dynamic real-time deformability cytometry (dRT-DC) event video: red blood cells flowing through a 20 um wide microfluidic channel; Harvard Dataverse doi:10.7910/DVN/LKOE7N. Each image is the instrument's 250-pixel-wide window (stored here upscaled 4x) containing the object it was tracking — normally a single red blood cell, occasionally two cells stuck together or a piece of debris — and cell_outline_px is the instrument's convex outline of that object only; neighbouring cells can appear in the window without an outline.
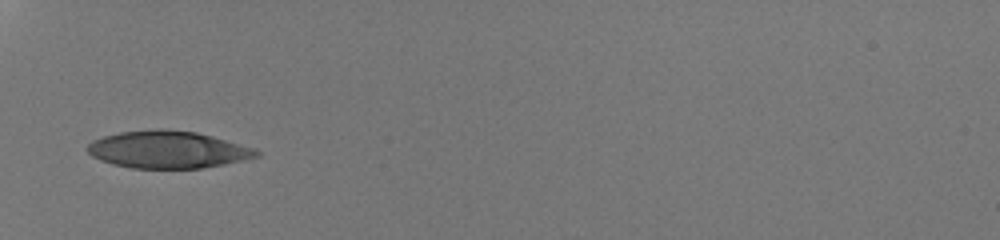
{"species": "human", "species_latin": "Homo sapiens", "temperature_condition": "room temperature", "stored_images_in_passage": 31, "camera_frame_rate_fps": 3000, "um_per_image_px": 0.085, "donor": {"sex": "male"}, "frame": {"image": 1, "passage_image": 1, "time_ms": 0.0, "image_size_px": [1000, 240], "cell_outline_px": [[260, 156], [244, 160], [204, 168], [132, 168], [112, 164], [100, 160], [92, 156], [84, 148], [92, 140], [104, 136], [120, 132], [156, 128], [168, 128], [196, 132], [212, 136], [256, 148], [260, 152]], "centroid_in_image_um": [14.26, 12.71], "position_along_channel_um": 70.7, "area_um2": 37.05}}
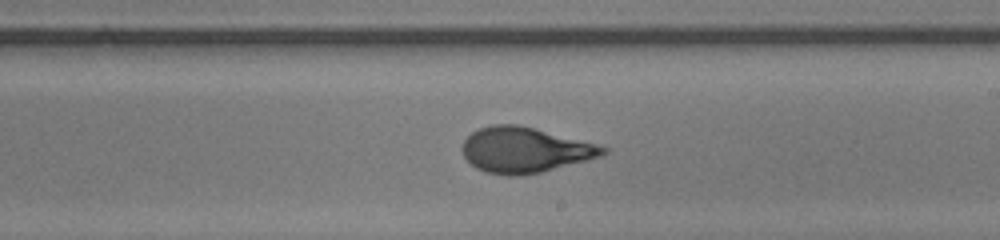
{"frame": {"image": 2, "passage_image": 14, "time_ms": 4.333, "image_size_px": [1000, 240], "cell_outline_px": [[608, 152], [600, 156], [540, 172], [516, 176], [508, 176], [484, 172], [476, 168], [464, 156], [464, 140], [472, 132], [480, 128], [492, 124], [516, 124], [596, 144], [608, 148]], "centroid_in_image_um": [44.58, 12.75], "position_along_channel_um": 244.4, "area_um2": 36.47}}
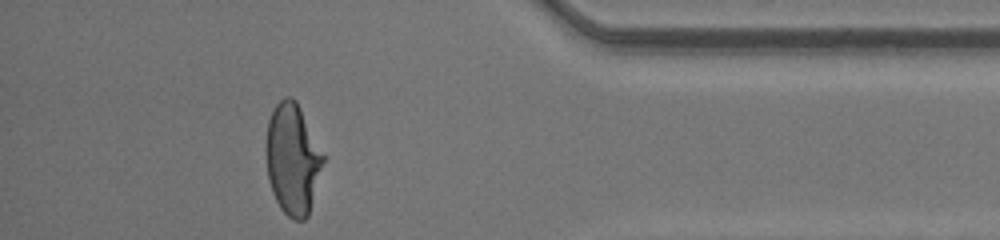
{"frame": {"image": 3, "passage_image": 27, "time_ms": 8.667, "image_size_px": [1000, 240], "cell_outline_px": [[324, 160], [308, 216], [304, 220], [292, 220], [280, 208], [272, 192], [268, 180], [264, 148], [268, 120], [276, 104], [284, 96], [292, 96], [296, 100], [324, 156]], "centroid_in_image_um": [24.83, 13.52], "position_along_channel_um": 410.4, "area_um2": 36.93}, "authors_computed_cell_mechanics": {"area_um2": 36.9342, "velocity_mm_per_s": 4.3025, "shape_relaxation_time_tau1_ms": 3.8911, "shape_relaxation_time_tau2_ms": null, "deformation_change_tau1": 0.2129, "deformation_change_tau2": null}}